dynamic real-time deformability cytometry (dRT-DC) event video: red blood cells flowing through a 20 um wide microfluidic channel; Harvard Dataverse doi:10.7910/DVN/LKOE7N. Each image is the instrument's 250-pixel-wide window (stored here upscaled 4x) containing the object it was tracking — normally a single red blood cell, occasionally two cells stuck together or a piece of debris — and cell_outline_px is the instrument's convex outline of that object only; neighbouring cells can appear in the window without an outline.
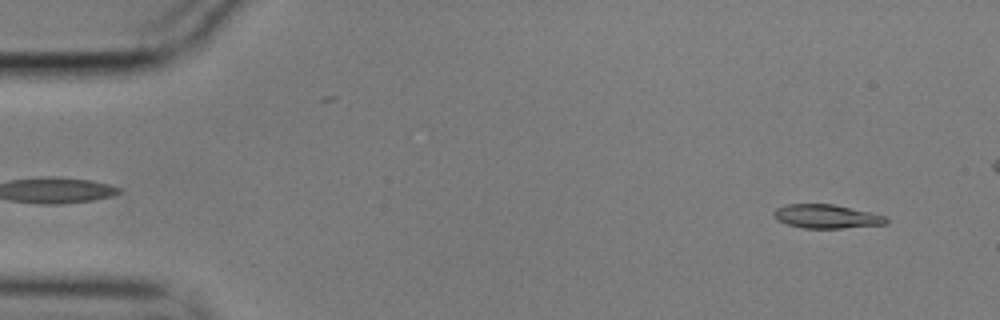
{"species": "common noctule bat (a hibernating species)", "species_latin": "Nyctalus noctula", "temperature_condition": "cold", "stored_images_in_passage": 52, "camera_frame_rate_fps": 3000, "um_per_image_px": 0.085, "animal": {"sex": "male", "body_mass_g": 17.9}, "frame": {"image": 1, "passage_image": 4, "time_ms": 1.0, "image_size_px": [1000, 320], "cell_outline_px": [[888, 224], [844, 228], [804, 228], [788, 224], [776, 220], [772, 216], [772, 212], [776, 208], [788, 204], [832, 204], [888, 216]], "centroid_in_image_um": [70.25, 18.4], "position_along_channel_um": 14.7, "area_um2": 15.66}}
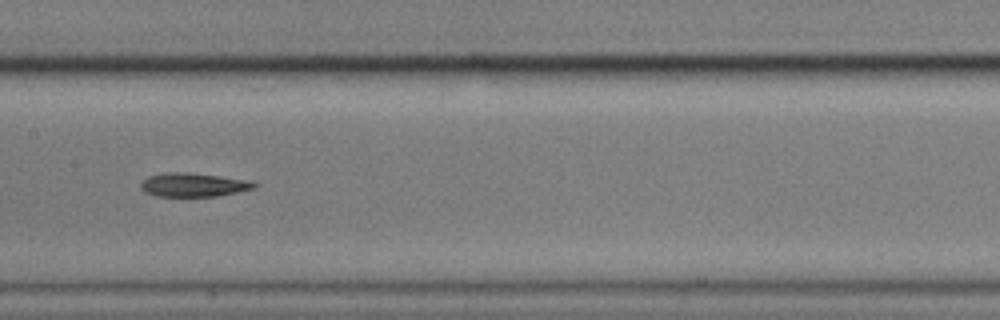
{"frame": {"image": 2, "passage_image": 28, "time_ms": 9.0, "image_size_px": [1000, 320], "cell_outline_px": [[260, 184], [256, 188], [216, 196], [156, 196], [144, 192], [140, 188], [140, 184], [148, 176], [160, 172], [184, 172], [220, 176], [252, 180]], "centroid_in_image_um": [16.46, 15.7], "position_along_channel_um": 190.9, "area_um2": 15.9}}
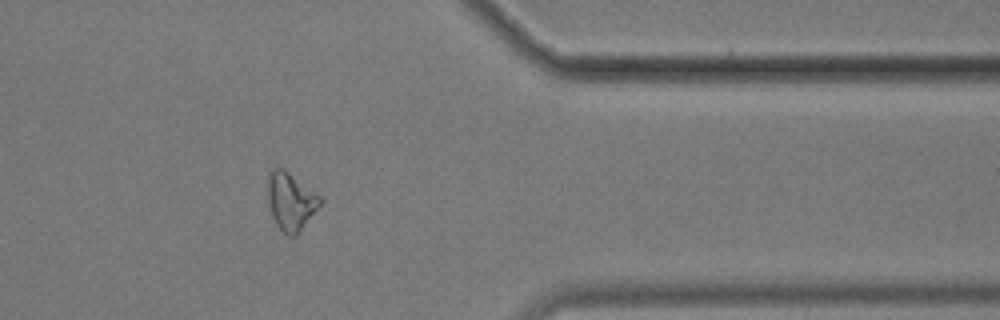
{"frame": {"image": 3, "passage_image": 46, "time_ms": 15.0, "image_size_px": [1000, 320], "cell_outline_px": [[324, 200], [296, 236], [288, 236], [276, 224], [272, 216], [268, 200], [268, 168], [284, 168], [320, 196]], "centroid_in_image_um": [24.7, 17.09], "position_along_channel_um": 386.7, "area_um2": 17.57}}